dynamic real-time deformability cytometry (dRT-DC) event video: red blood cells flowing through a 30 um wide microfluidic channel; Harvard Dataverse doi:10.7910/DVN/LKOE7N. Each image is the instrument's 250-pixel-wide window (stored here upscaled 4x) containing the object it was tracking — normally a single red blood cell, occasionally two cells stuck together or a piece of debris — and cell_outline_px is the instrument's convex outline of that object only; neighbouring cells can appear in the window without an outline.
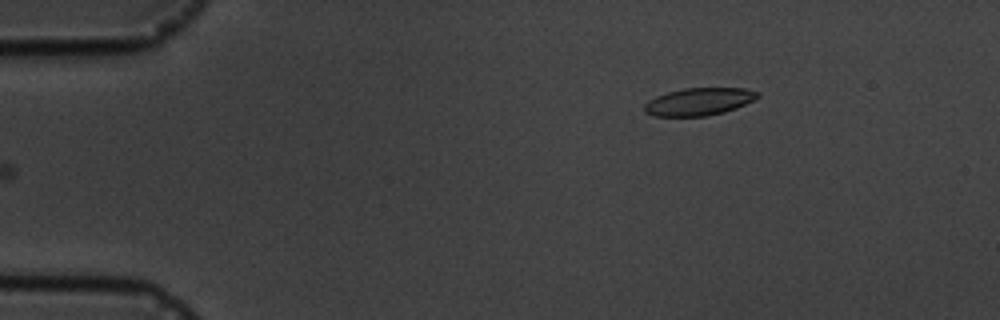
{"species": "common noctule bat (a hibernating species)", "species_latin": "Nyctalus noctula", "temperature_condition": "cold", "stored_images_in_passage": 4, "camera_frame_rate_fps": 3000, "um_per_image_px": 0.085, "animal": {"sex": "male", "body_mass_g": 19.5, "forearm_length_mm": 54.6}, "frame": {"image": 1, "passage_image": 4, "time_ms": 3.667, "image_size_px": [1000, 320], "cell_outline_px": [[760, 96], [736, 108], [724, 112], [708, 116], [652, 116], [644, 112], [644, 104], [648, 100], [656, 96], [668, 92], [684, 88], [744, 88], [760, 92]], "centroid_in_image_um": [59.39, 8.64], "position_along_channel_um": 25.6, "area_um2": 18.21}}